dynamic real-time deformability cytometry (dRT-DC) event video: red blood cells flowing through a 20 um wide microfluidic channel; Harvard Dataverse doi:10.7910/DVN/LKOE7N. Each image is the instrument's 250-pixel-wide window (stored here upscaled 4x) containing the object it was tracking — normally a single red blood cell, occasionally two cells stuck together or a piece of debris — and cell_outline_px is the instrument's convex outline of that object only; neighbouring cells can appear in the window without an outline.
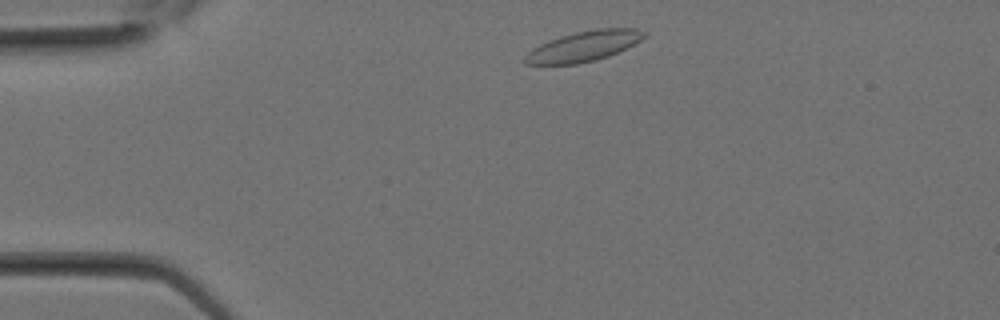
{"species": "Egyptian fruit bat (a non-hibernating species)", "species_latin": "Rousettus aegyptiacus", "temperature_condition": "room temperature", "stored_images_in_passage": 8, "camera_frame_rate_fps": 3000, "um_per_image_px": 0.085, "animal": {"sex": "female"}, "frame": {"image": 1, "passage_image": 2, "time_ms": 0.333, "image_size_px": [1000, 320], "cell_outline_px": [[648, 32], [640, 40], [608, 56], [596, 60], [576, 64], [524, 64], [520, 60], [532, 48], [548, 40], [560, 36], [576, 32], [596, 28], [636, 28]], "centroid_in_image_um": [49.56, 3.93], "position_along_channel_um": 35.4, "area_um2": 20.98}}
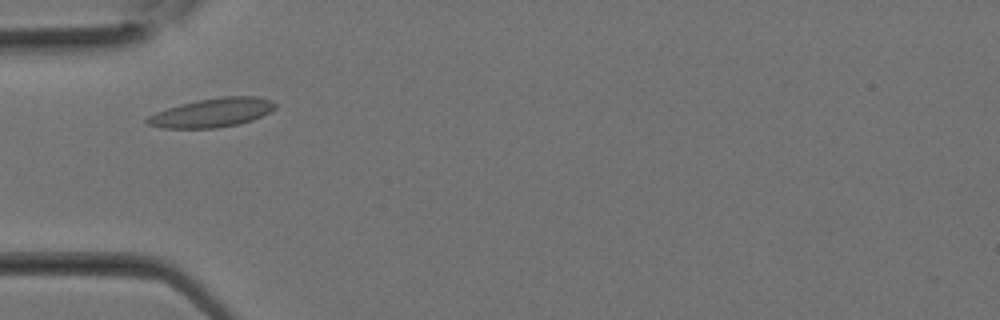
{"frame": {"image": 2, "passage_image": 5, "time_ms": 1.333, "image_size_px": [1000, 320], "cell_outline_px": [[276, 108], [252, 120], [236, 124], [216, 128], [160, 128], [148, 124], [144, 120], [148, 116], [156, 112], [180, 104], [196, 100], [224, 96], [256, 96], [272, 100], [276, 104]], "centroid_in_image_um": [18.01, 9.57], "position_along_channel_um": 67.0, "area_um2": 21.5}}
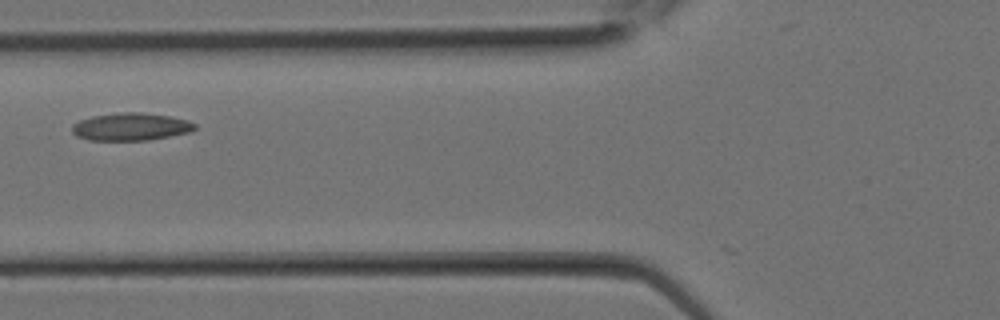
{"frame": {"image": 3, "passage_image": 7, "time_ms": 2.0, "image_size_px": [1000, 320], "cell_outline_px": [[196, 128], [192, 132], [148, 140], [88, 140], [76, 136], [72, 132], [72, 124], [80, 120], [92, 116], [120, 112], [140, 112], [168, 116], [188, 120], [196, 124]], "centroid_in_image_um": [11.12, 10.77], "position_along_channel_um": 114.7, "area_um2": 19.83}}